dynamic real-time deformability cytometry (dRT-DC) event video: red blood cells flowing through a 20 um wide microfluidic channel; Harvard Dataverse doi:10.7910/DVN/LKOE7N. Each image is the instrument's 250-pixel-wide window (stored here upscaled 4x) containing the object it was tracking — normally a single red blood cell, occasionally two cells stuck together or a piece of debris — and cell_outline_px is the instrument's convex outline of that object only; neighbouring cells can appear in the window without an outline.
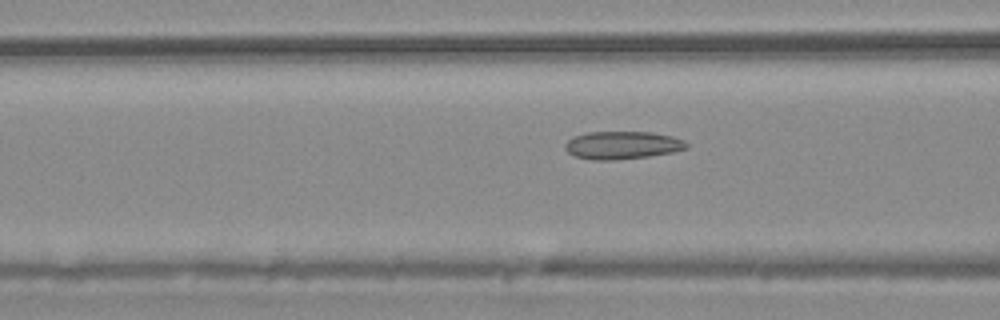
{"species": "common noctule bat (a hibernating species)", "species_latin": "Nyctalus noctula", "temperature_condition": "warm", "stored_images_in_passage": 35, "camera_frame_rate_fps": 3000, "um_per_image_px": 0.085, "animal": {"sex": "male", "body_mass_g": 20.4}, "frame": {"image": 1, "passage_image": 6, "time_ms": 1.667, "image_size_px": [1000, 320], "cell_outline_px": [[688, 148], [672, 152], [648, 156], [612, 160], [592, 160], [576, 156], [568, 152], [564, 148], [564, 144], [568, 140], [576, 136], [588, 132], [652, 132], [672, 136], [684, 140], [688, 144]], "centroid_in_image_um": [52.9, 12.34], "position_along_channel_um": 113.7, "area_um2": 19.59}}
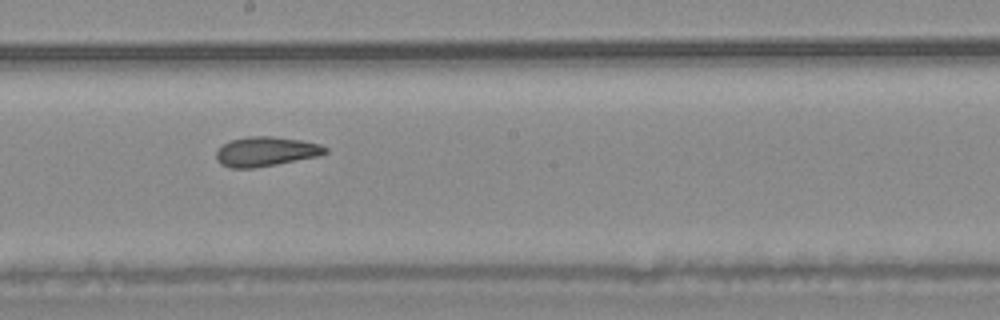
{"frame": {"image": 2, "passage_image": 15, "time_ms": 4.667, "image_size_px": [1000, 320], "cell_outline_px": [[328, 152], [320, 156], [276, 164], [252, 168], [232, 168], [220, 164], [216, 160], [216, 152], [224, 144], [232, 140], [248, 136], [272, 136], [300, 140], [320, 144], [328, 148]], "centroid_in_image_um": [22.62, 12.88], "position_along_channel_um": 225.6, "area_um2": 18.73}}
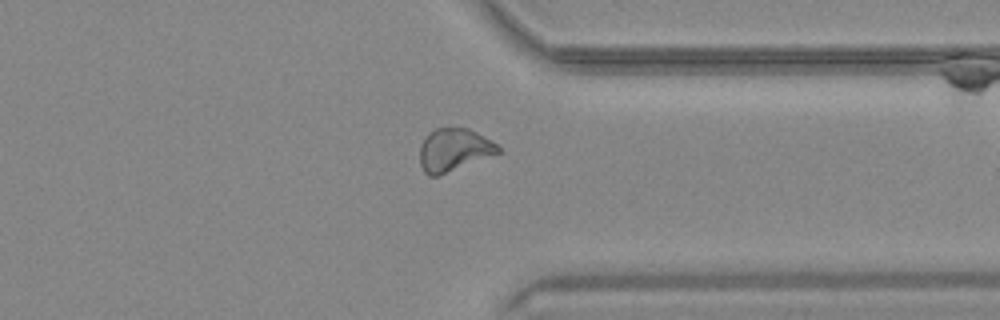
{"frame": {"image": 3, "passage_image": 27, "time_ms": 8.667, "image_size_px": [1000, 320], "cell_outline_px": [[500, 152], [440, 176], [428, 176], [424, 172], [420, 164], [420, 144], [428, 132], [436, 128], [468, 128], [492, 140], [500, 148]], "centroid_in_image_um": [38.55, 12.74], "position_along_channel_um": 372.9, "area_um2": 19.59}}